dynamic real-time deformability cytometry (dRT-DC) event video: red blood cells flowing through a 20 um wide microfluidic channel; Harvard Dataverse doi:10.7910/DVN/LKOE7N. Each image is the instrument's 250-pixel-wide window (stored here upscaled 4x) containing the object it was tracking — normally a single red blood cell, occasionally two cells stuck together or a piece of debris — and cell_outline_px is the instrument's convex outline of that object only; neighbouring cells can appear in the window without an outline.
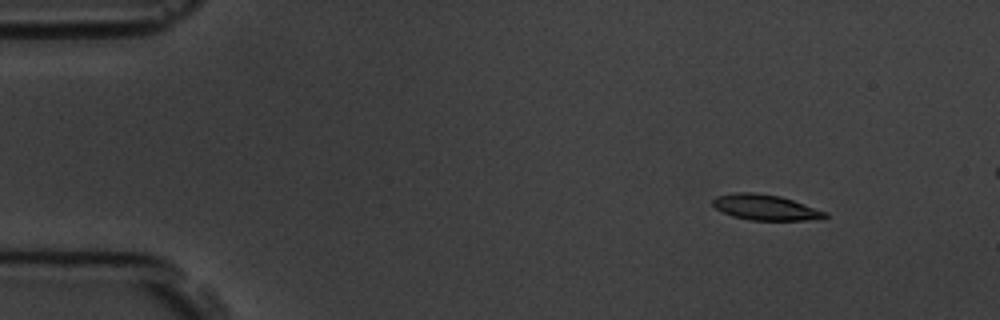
{"species": "common noctule bat (a hibernating species)", "species_latin": "Nyctalus noctula", "temperature_condition": "room temperature", "stored_images_in_passage": 5, "camera_frame_rate_fps": 3000, "um_per_image_px": 0.085, "animal": {"sex": "male", "body_mass_g": 19.5, "forearm_length_mm": 54.6}, "frame": {"image": 1, "passage_image": 2, "time_ms": 1.0, "image_size_px": [1000, 320], "cell_outline_px": [[828, 216], [804, 220], [752, 220], [732, 216], [716, 208], [712, 204], [712, 200], [716, 196], [732, 192], [756, 192], [780, 196], [828, 212]], "centroid_in_image_um": [65.01, 17.61], "position_along_channel_um": 20.0, "area_um2": 16.59}}